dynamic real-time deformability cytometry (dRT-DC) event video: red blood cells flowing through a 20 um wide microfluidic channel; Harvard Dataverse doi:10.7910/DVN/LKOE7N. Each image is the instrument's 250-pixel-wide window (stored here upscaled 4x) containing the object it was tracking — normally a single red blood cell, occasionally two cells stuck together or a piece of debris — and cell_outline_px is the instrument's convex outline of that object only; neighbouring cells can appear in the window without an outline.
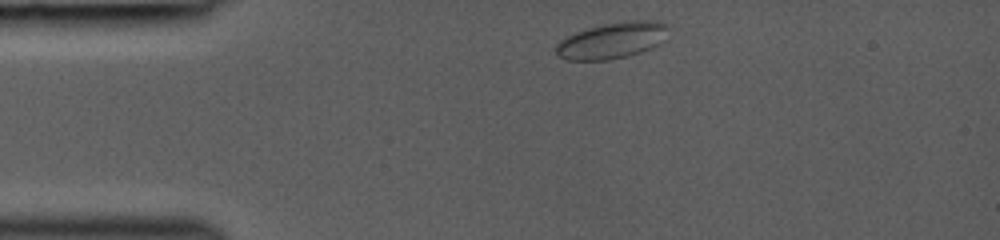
{"species": "common noctule bat (a hibernating species)", "species_latin": "Nyctalus noctula", "temperature_condition": "room temperature", "stored_images_in_passage": 28, "camera_frame_rate_fps": 3000, "um_per_image_px": 0.085, "animal": {"sex": "female", "body_mass_g": 19.0, "forearm_length_mm": 53.3}, "frame": {"image": 1, "passage_image": 1, "time_ms": 0.0, "image_size_px": [1000, 240], "cell_outline_px": [[672, 28], [660, 44], [652, 48], [628, 56], [608, 60], [568, 60], [556, 56], [552, 48], [560, 40], [576, 32], [588, 28], [604, 24], [628, 20], [656, 20], [668, 24]], "centroid_in_image_um": [52.05, 3.43], "position_along_channel_um": 33.0, "area_um2": 24.22}}
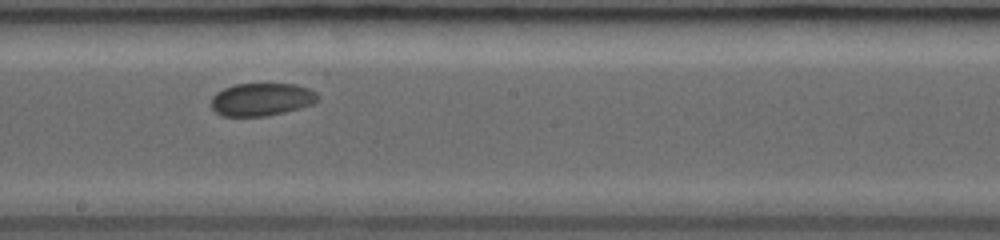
{"frame": {"image": 2, "passage_image": 11, "time_ms": 5.667, "image_size_px": [1000, 240], "cell_outline_px": [[320, 100], [312, 104], [284, 112], [264, 116], [220, 116], [208, 104], [212, 96], [216, 92], [224, 88], [236, 84], [296, 84], [308, 88], [316, 92], [320, 96]], "centroid_in_image_um": [22.21, 8.45], "position_along_channel_um": 226.0, "area_um2": 20.58}}
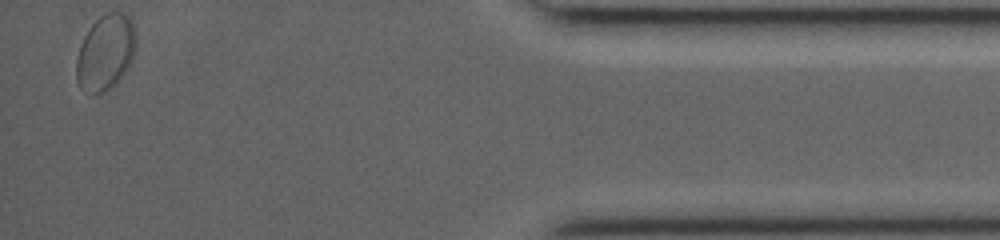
{"frame": {"image": 3, "passage_image": 27, "time_ms": 11.667, "image_size_px": [1000, 240], "cell_outline_px": [[136, 48], [132, 60], [128, 68], [116, 84], [92, 96], [80, 88], [76, 80], [76, 60], [80, 44], [88, 28], [104, 12], [120, 12], [128, 16], [132, 20], [136, 32]], "centroid_in_image_um": [8.97, 4.45], "position_along_channel_um": 426.2, "area_um2": 26.65}}